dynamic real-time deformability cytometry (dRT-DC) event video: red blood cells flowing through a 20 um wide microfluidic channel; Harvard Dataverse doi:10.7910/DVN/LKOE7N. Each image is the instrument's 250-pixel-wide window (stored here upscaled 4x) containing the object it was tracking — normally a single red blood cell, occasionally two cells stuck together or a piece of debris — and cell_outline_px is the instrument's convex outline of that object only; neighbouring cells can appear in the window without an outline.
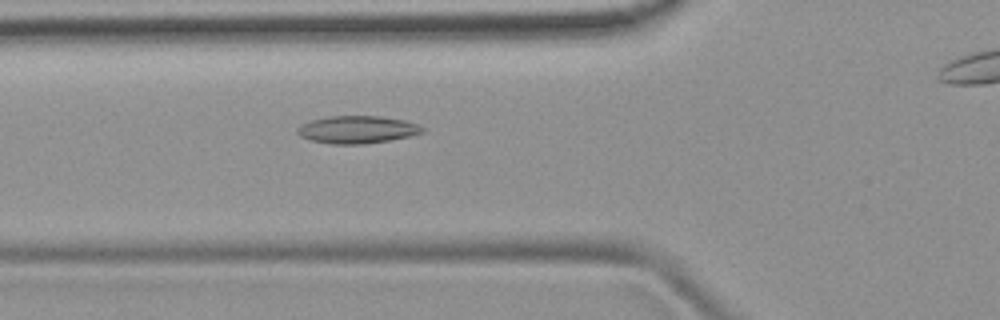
{"species": "common noctule bat (a hibernating species)", "species_latin": "Nyctalus noctula", "temperature_condition": "room temperature", "stored_images_in_passage": 38, "camera_frame_rate_fps": 3000, "um_per_image_px": 0.085, "animal": {"sex": "female", "body_mass_g": 19.9}, "frame": {"image": 1, "passage_image": 11, "time_ms": 3.333, "image_size_px": [1000, 320], "cell_outline_px": [[424, 132], [392, 140], [364, 144], [332, 144], [308, 140], [300, 136], [296, 132], [296, 128], [300, 124], [312, 120], [328, 116], [380, 116], [404, 120], [416, 124], [424, 128]], "centroid_in_image_um": [30.32, 11.02], "position_along_channel_um": 95.5, "area_um2": 20.17}}
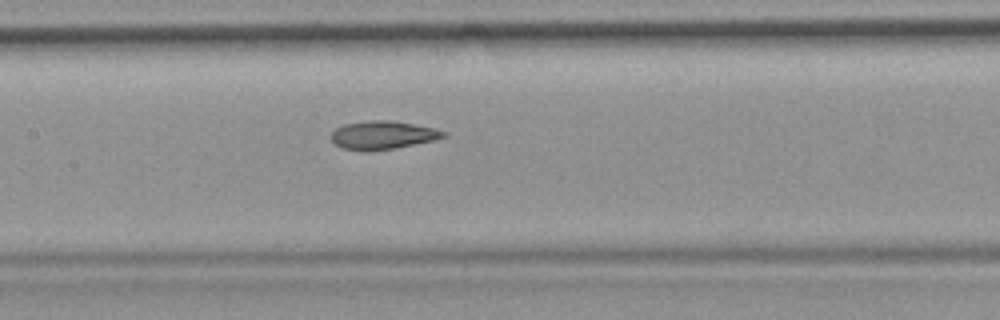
{"frame": {"image": 2, "passage_image": 17, "time_ms": 5.333, "image_size_px": [1000, 320], "cell_outline_px": [[448, 136], [432, 140], [396, 148], [364, 152], [340, 148], [332, 140], [332, 132], [336, 128], [344, 124], [372, 120], [392, 120], [432, 128], [444, 132]], "centroid_in_image_um": [32.48, 11.5], "position_along_channel_um": 174.9, "area_um2": 18.38}}
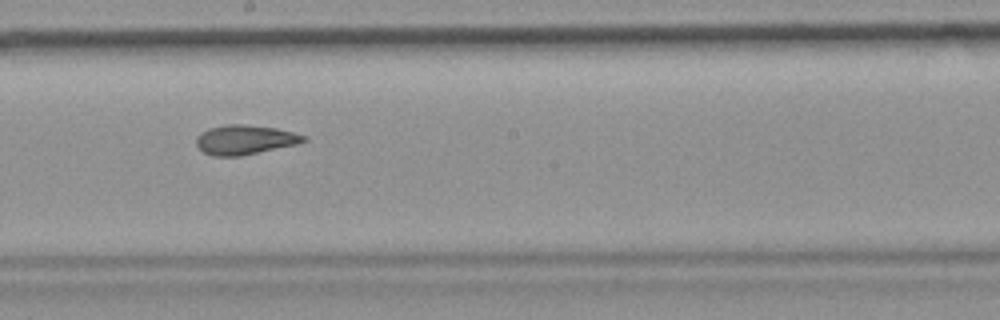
{"frame": {"image": 3, "passage_image": 21, "time_ms": 6.667, "image_size_px": [1000, 320], "cell_outline_px": [[308, 140], [296, 144], [240, 156], [212, 156], [204, 152], [196, 144], [196, 136], [200, 132], [208, 128], [228, 124], [240, 124], [276, 128], [308, 136]], "centroid_in_image_um": [20.8, 11.87], "position_along_channel_um": 227.4, "area_um2": 18.38}, "authors_computed_cell_mechanics": {"area_um2": 18.6983, "velocity_mm_per_s": 3.9565, "shape_relaxation_time_tau1_ms": null, "shape_relaxation_time_tau2_ms": 2.1996, "deformation_change_tau1": null, "deformation_change_tau2": 0.101}}